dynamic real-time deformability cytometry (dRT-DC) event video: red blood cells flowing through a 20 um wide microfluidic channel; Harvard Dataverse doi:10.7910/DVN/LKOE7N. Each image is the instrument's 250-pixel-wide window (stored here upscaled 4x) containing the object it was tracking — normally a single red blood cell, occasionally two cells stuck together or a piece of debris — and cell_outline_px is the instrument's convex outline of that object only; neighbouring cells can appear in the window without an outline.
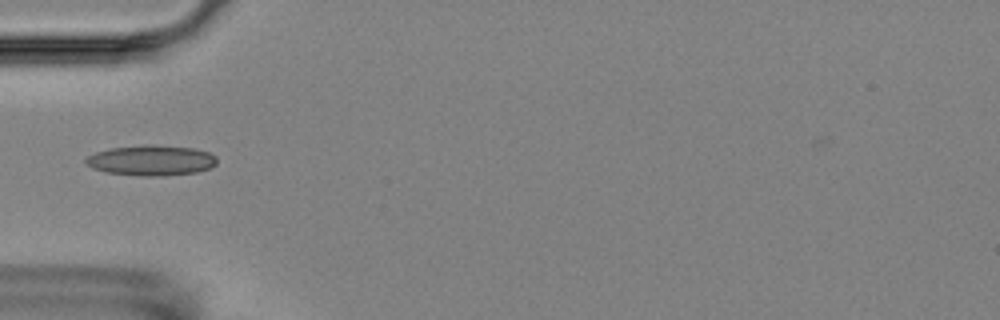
{"species": "Egyptian fruit bat (a non-hibernating species)", "species_latin": "Rousettus aegyptiacus", "temperature_condition": "room temperature", "stored_images_in_passage": 8, "camera_frame_rate_fps": 3000, "um_per_image_px": 0.085, "animal": {"sex": "female"}, "frame": {"image": 1, "passage_image": 5, "time_ms": 5.667, "image_size_px": [1000, 320], "cell_outline_px": [[216, 164], [212, 168], [196, 172], [164, 176], [140, 176], [104, 172], [92, 168], [84, 160], [88, 156], [96, 152], [112, 148], [192, 148], [208, 152], [216, 156]], "centroid_in_image_um": [12.87, 13.7], "position_along_channel_um": 72.1, "area_um2": 22.08}}
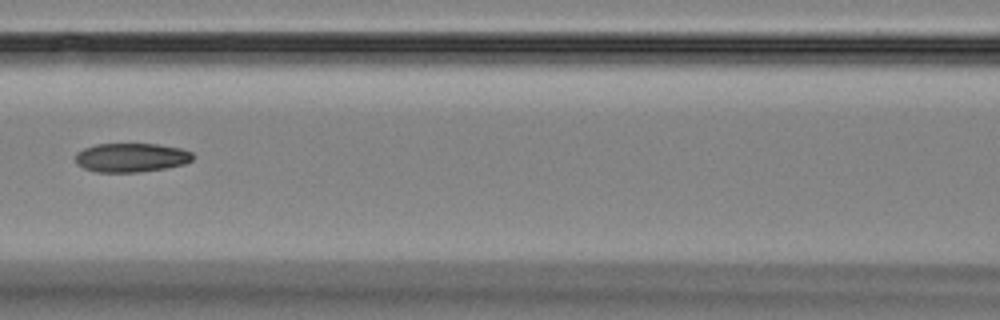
{"frame": {"image": 2, "passage_image": 7, "time_ms": 8.0, "image_size_px": [1000, 320], "cell_outline_px": [[192, 160], [184, 164], [164, 168], [136, 172], [96, 172], [84, 168], [76, 164], [76, 152], [84, 148], [96, 144], [156, 144], [180, 148], [192, 152]], "centroid_in_image_um": [11.12, 13.39], "position_along_channel_um": 155.5, "area_um2": 19.71}}
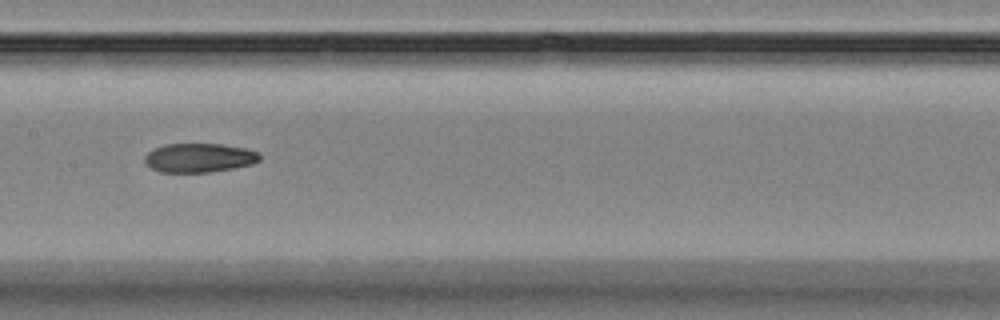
{"frame": {"image": 3, "passage_image": 8, "time_ms": 9.0, "image_size_px": [1000, 320], "cell_outline_px": [[260, 160], [252, 164], [232, 168], [208, 172], [160, 172], [152, 168], [144, 160], [144, 156], [152, 148], [164, 144], [220, 144], [244, 148], [260, 152]], "centroid_in_image_um": [16.92, 13.4], "position_along_channel_um": 190.5, "area_um2": 19.42}}